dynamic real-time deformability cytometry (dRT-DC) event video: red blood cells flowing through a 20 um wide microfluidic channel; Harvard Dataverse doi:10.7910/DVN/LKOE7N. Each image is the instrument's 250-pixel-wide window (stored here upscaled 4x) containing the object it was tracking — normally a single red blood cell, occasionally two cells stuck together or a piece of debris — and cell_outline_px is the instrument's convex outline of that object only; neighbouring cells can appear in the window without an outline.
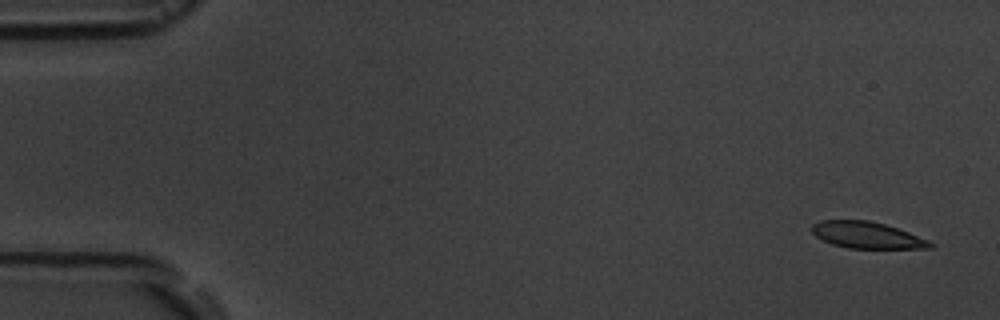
{"species": "common noctule bat (a hibernating species)", "species_latin": "Nyctalus noctula", "temperature_condition": "room temperature", "stored_images_in_passage": 5, "camera_frame_rate_fps": 3000, "um_per_image_px": 0.085, "animal": {"sex": "male", "body_mass_g": 19.5, "forearm_length_mm": 54.6}, "frame": {"image": 1, "passage_image": 1, "time_ms": 0.0, "image_size_px": [1000, 320], "cell_outline_px": [[936, 244], [932, 248], [848, 248], [832, 244], [816, 236], [812, 232], [812, 224], [820, 220], [868, 220], [884, 224], [908, 232], [928, 240]], "centroid_in_image_um": [73.69, 19.98], "position_along_channel_um": 11.3, "area_um2": 18.15}}
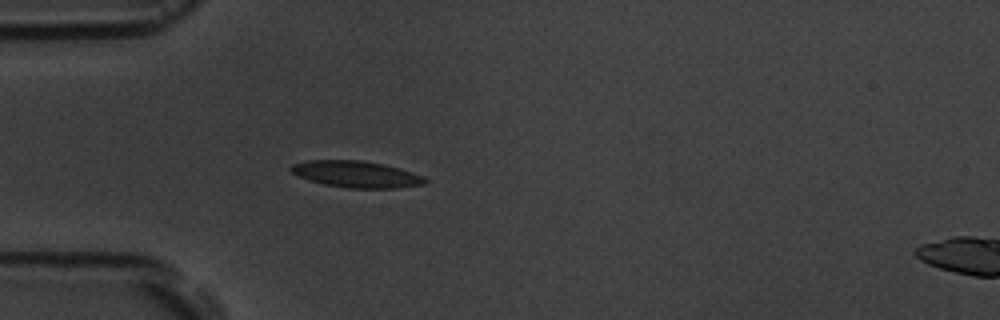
{"frame": {"image": 2, "passage_image": 5, "time_ms": 4.667, "image_size_px": [1000, 320], "cell_outline_px": [[428, 180], [424, 184], [396, 188], [348, 188], [324, 184], [308, 180], [296, 176], [288, 168], [292, 164], [304, 160], [360, 160], [384, 164], [400, 168], [424, 176]], "centroid_in_image_um": [30.25, 14.8], "position_along_channel_um": 54.7, "area_um2": 20.92}}